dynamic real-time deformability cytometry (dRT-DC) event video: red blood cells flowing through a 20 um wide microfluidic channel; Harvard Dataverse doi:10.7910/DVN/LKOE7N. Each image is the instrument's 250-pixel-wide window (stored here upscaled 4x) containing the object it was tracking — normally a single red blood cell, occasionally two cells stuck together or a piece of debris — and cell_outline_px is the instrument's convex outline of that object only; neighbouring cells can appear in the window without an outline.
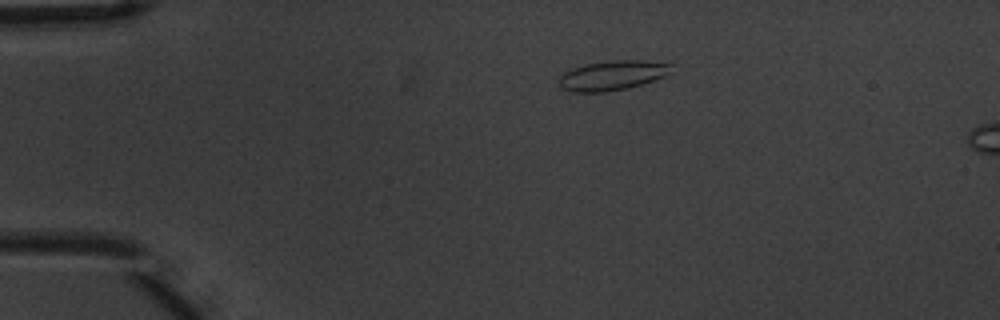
{"species": "common noctule bat (a hibernating species)", "species_latin": "Nyctalus noctula", "temperature_condition": "warm", "stored_images_in_passage": 3, "camera_frame_rate_fps": 3000, "um_per_image_px": 0.085, "animal": {"sex": "male", "body_mass_g": 20.1, "forearm_length_mm": 53.5}, "frame": {"image": 1, "passage_image": 1, "time_ms": 0.0, "image_size_px": [1000, 320], "cell_outline_px": [[672, 72], [664, 76], [628, 88], [604, 92], [572, 92], [564, 88], [560, 84], [560, 76], [564, 72], [572, 68], [584, 64], [612, 60], [640, 60], [672, 64]], "centroid_in_image_um": [52.05, 6.4], "position_along_channel_um": 32.9, "area_um2": 19.25}}